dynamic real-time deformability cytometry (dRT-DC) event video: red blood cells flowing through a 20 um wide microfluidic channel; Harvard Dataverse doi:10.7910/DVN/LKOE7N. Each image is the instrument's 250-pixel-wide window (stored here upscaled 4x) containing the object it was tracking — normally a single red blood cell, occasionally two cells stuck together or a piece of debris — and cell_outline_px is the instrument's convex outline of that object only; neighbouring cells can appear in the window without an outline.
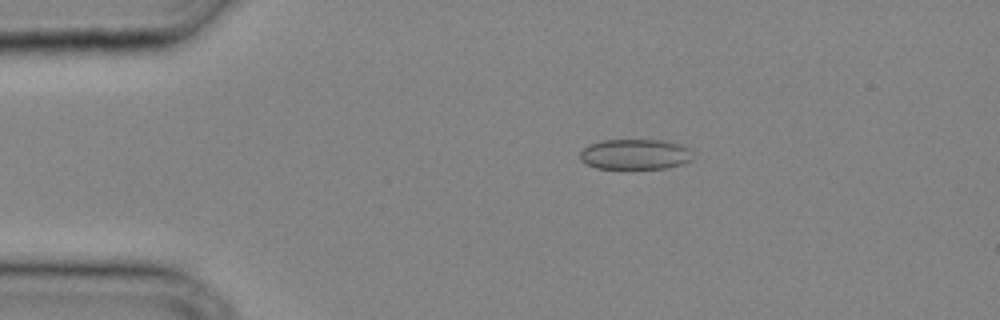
{"species": "common noctule bat (a hibernating species)", "species_latin": "Nyctalus noctula", "temperature_condition": "cold", "stored_images_in_passage": 28, "camera_frame_rate_fps": 3000, "um_per_image_px": 0.085, "animal": {"sex": "male", "body_mass_g": 20.4}, "frame": {"image": 1, "passage_image": 2, "time_ms": 0.333, "image_size_px": [1000, 320], "cell_outline_px": [[692, 160], [684, 164], [668, 168], [596, 168], [580, 160], [580, 152], [588, 144], [604, 140], [664, 140], [684, 144], [692, 148]], "centroid_in_image_um": [54.06, 13.1], "position_along_channel_um": 30.9, "area_um2": 20.29}}
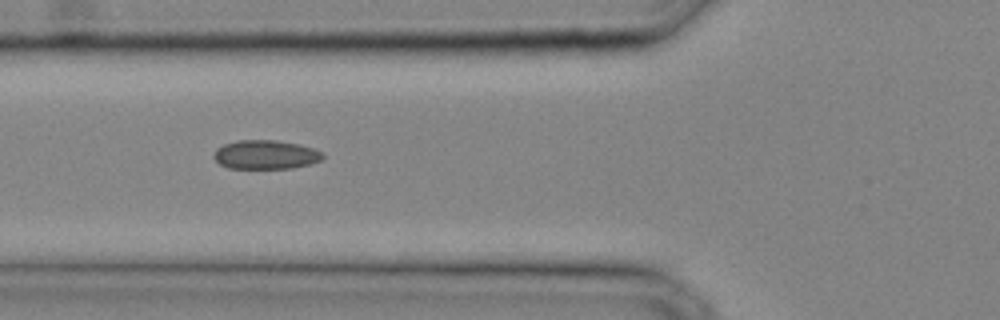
{"frame": {"image": 2, "passage_image": 8, "time_ms": 2.333, "image_size_px": [1000, 320], "cell_outline_px": [[324, 156], [320, 160], [308, 164], [292, 168], [228, 168], [220, 164], [212, 156], [216, 148], [224, 144], [236, 140], [276, 140], [300, 144], [324, 152]], "centroid_in_image_um": [22.56, 13.13], "position_along_channel_um": 103.2, "area_um2": 18.44}}
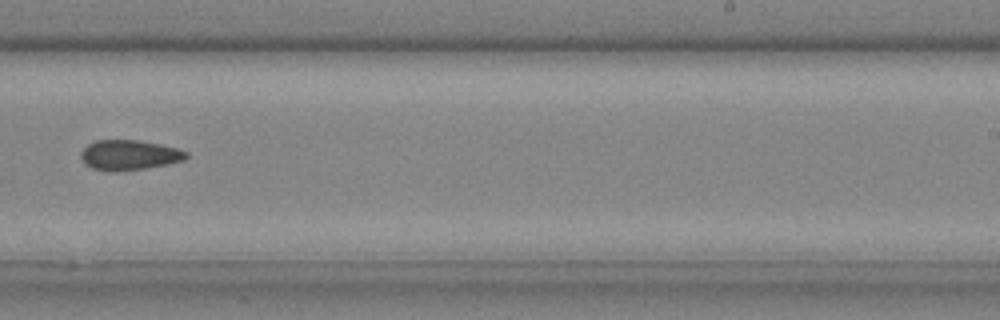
{"frame": {"image": 3, "passage_image": 17, "time_ms": 5.333, "image_size_px": [1000, 320], "cell_outline_px": [[188, 156], [184, 160], [144, 168], [112, 172], [92, 168], [84, 164], [80, 156], [80, 152], [88, 144], [96, 140], [140, 140], [160, 144], [176, 148], [188, 152]], "centroid_in_image_um": [10.94, 13.17], "position_along_channel_um": 278.1, "area_um2": 18.38}}